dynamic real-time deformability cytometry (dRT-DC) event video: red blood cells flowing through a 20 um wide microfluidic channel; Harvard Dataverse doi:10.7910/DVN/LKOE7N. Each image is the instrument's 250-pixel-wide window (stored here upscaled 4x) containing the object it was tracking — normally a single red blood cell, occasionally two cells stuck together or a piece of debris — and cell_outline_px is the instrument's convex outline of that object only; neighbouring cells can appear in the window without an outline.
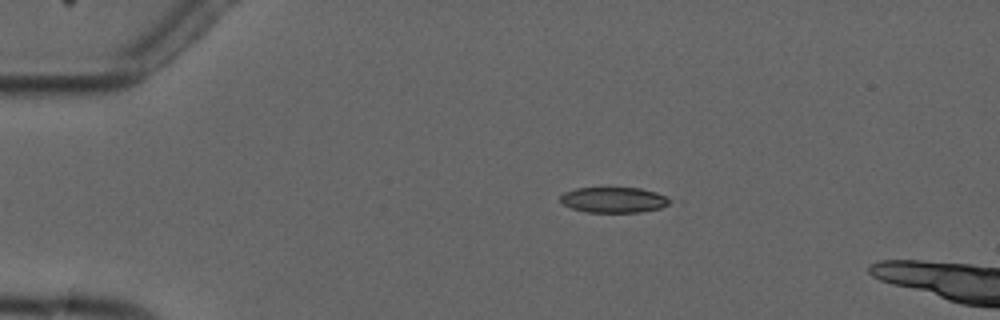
{"species": "common noctule bat (a hibernating species)", "species_latin": "Nyctalus noctula", "temperature_condition": "cold", "stored_images_in_passage": 5, "camera_frame_rate_fps": 3000, "um_per_image_px": 0.085, "animal": {"sex": "male", "forearm_length_mm": 52.5}, "frame": {"image": 1, "passage_image": 3, "time_ms": 3.0, "image_size_px": [1000, 320], "cell_outline_px": [[672, 200], [668, 204], [660, 208], [640, 212], [584, 212], [572, 208], [564, 204], [560, 200], [560, 196], [564, 192], [576, 188], [640, 188], [656, 192]], "centroid_in_image_um": [52.15, 16.99], "position_along_channel_um": 32.8, "area_um2": 16.18}}